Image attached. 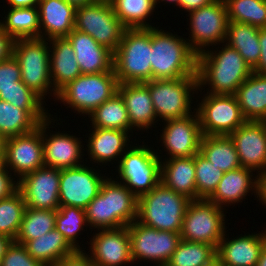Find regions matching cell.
<instances>
[{
  "mask_svg": "<svg viewBox=\"0 0 266 266\" xmlns=\"http://www.w3.org/2000/svg\"><path fill=\"white\" fill-rule=\"evenodd\" d=\"M219 45L197 55V92L201 95L203 92L234 95L253 72L236 49L224 42Z\"/></svg>",
  "mask_w": 266,
  "mask_h": 266,
  "instance_id": "obj_1",
  "label": "cell"
},
{
  "mask_svg": "<svg viewBox=\"0 0 266 266\" xmlns=\"http://www.w3.org/2000/svg\"><path fill=\"white\" fill-rule=\"evenodd\" d=\"M155 26L151 28L152 79L197 76V55L190 48L186 37Z\"/></svg>",
  "mask_w": 266,
  "mask_h": 266,
  "instance_id": "obj_2",
  "label": "cell"
},
{
  "mask_svg": "<svg viewBox=\"0 0 266 266\" xmlns=\"http://www.w3.org/2000/svg\"><path fill=\"white\" fill-rule=\"evenodd\" d=\"M151 28L125 29L113 53V70L118 83H146L152 80Z\"/></svg>",
  "mask_w": 266,
  "mask_h": 266,
  "instance_id": "obj_3",
  "label": "cell"
},
{
  "mask_svg": "<svg viewBox=\"0 0 266 266\" xmlns=\"http://www.w3.org/2000/svg\"><path fill=\"white\" fill-rule=\"evenodd\" d=\"M190 201L160 182L138 198L137 221L160 231L180 233Z\"/></svg>",
  "mask_w": 266,
  "mask_h": 266,
  "instance_id": "obj_4",
  "label": "cell"
},
{
  "mask_svg": "<svg viewBox=\"0 0 266 266\" xmlns=\"http://www.w3.org/2000/svg\"><path fill=\"white\" fill-rule=\"evenodd\" d=\"M135 141L121 156L115 172L116 180L139 198L160 183L161 159L153 148L154 143L150 147L144 140L139 141L141 145Z\"/></svg>",
  "mask_w": 266,
  "mask_h": 266,
  "instance_id": "obj_5",
  "label": "cell"
},
{
  "mask_svg": "<svg viewBox=\"0 0 266 266\" xmlns=\"http://www.w3.org/2000/svg\"><path fill=\"white\" fill-rule=\"evenodd\" d=\"M12 55L21 68V81L44 101L57 93L53 89L50 78L49 40L43 38L16 39L13 43Z\"/></svg>",
  "mask_w": 266,
  "mask_h": 266,
  "instance_id": "obj_6",
  "label": "cell"
},
{
  "mask_svg": "<svg viewBox=\"0 0 266 266\" xmlns=\"http://www.w3.org/2000/svg\"><path fill=\"white\" fill-rule=\"evenodd\" d=\"M118 85L114 72L81 74L58 93L56 101L72 109L76 115L87 117L117 93Z\"/></svg>",
  "mask_w": 266,
  "mask_h": 266,
  "instance_id": "obj_7",
  "label": "cell"
},
{
  "mask_svg": "<svg viewBox=\"0 0 266 266\" xmlns=\"http://www.w3.org/2000/svg\"><path fill=\"white\" fill-rule=\"evenodd\" d=\"M146 84L149 87L157 121L160 123L194 113L195 107L192 103H195L193 99L198 91L197 76L180 79H152Z\"/></svg>",
  "mask_w": 266,
  "mask_h": 266,
  "instance_id": "obj_8",
  "label": "cell"
},
{
  "mask_svg": "<svg viewBox=\"0 0 266 266\" xmlns=\"http://www.w3.org/2000/svg\"><path fill=\"white\" fill-rule=\"evenodd\" d=\"M226 210L208 199L190 201L182 221L181 239L211 244L217 249L227 229Z\"/></svg>",
  "mask_w": 266,
  "mask_h": 266,
  "instance_id": "obj_9",
  "label": "cell"
},
{
  "mask_svg": "<svg viewBox=\"0 0 266 266\" xmlns=\"http://www.w3.org/2000/svg\"><path fill=\"white\" fill-rule=\"evenodd\" d=\"M196 95L201 99L194 106L203 135H230L246 121L235 95L203 93L202 98L198 92Z\"/></svg>",
  "mask_w": 266,
  "mask_h": 266,
  "instance_id": "obj_10",
  "label": "cell"
},
{
  "mask_svg": "<svg viewBox=\"0 0 266 266\" xmlns=\"http://www.w3.org/2000/svg\"><path fill=\"white\" fill-rule=\"evenodd\" d=\"M186 15L189 18L186 20H189V36L186 40L196 55L225 41L228 17L224 0H215Z\"/></svg>",
  "mask_w": 266,
  "mask_h": 266,
  "instance_id": "obj_11",
  "label": "cell"
},
{
  "mask_svg": "<svg viewBox=\"0 0 266 266\" xmlns=\"http://www.w3.org/2000/svg\"><path fill=\"white\" fill-rule=\"evenodd\" d=\"M74 29L90 35L114 53L126 28L116 16L111 2L94 1L76 9Z\"/></svg>",
  "mask_w": 266,
  "mask_h": 266,
  "instance_id": "obj_12",
  "label": "cell"
},
{
  "mask_svg": "<svg viewBox=\"0 0 266 266\" xmlns=\"http://www.w3.org/2000/svg\"><path fill=\"white\" fill-rule=\"evenodd\" d=\"M132 260L165 266L181 241L180 233L160 231L135 220L127 226ZM148 260V261H147Z\"/></svg>",
  "mask_w": 266,
  "mask_h": 266,
  "instance_id": "obj_13",
  "label": "cell"
},
{
  "mask_svg": "<svg viewBox=\"0 0 266 266\" xmlns=\"http://www.w3.org/2000/svg\"><path fill=\"white\" fill-rule=\"evenodd\" d=\"M55 117L56 115L51 114L47 120L42 121L44 165L63 170L84 164L87 158L83 157L85 144L81 140L82 137L78 138L76 135L67 133L66 130L51 131L50 128L61 125Z\"/></svg>",
  "mask_w": 266,
  "mask_h": 266,
  "instance_id": "obj_14",
  "label": "cell"
},
{
  "mask_svg": "<svg viewBox=\"0 0 266 266\" xmlns=\"http://www.w3.org/2000/svg\"><path fill=\"white\" fill-rule=\"evenodd\" d=\"M87 162L88 160L78 167L60 170V206H73L85 210L98 195L107 175L102 174L99 166L94 167Z\"/></svg>",
  "mask_w": 266,
  "mask_h": 266,
  "instance_id": "obj_15",
  "label": "cell"
},
{
  "mask_svg": "<svg viewBox=\"0 0 266 266\" xmlns=\"http://www.w3.org/2000/svg\"><path fill=\"white\" fill-rule=\"evenodd\" d=\"M164 127L160 130V147L156 149L157 156L163 159L191 157L199 153L202 131L196 111L183 118L171 119L163 122ZM165 148V149H164ZM159 153L162 155H159ZM165 157V158H163Z\"/></svg>",
  "mask_w": 266,
  "mask_h": 266,
  "instance_id": "obj_16",
  "label": "cell"
},
{
  "mask_svg": "<svg viewBox=\"0 0 266 266\" xmlns=\"http://www.w3.org/2000/svg\"><path fill=\"white\" fill-rule=\"evenodd\" d=\"M3 164L17 180L45 166L42 122L32 132L4 140Z\"/></svg>",
  "mask_w": 266,
  "mask_h": 266,
  "instance_id": "obj_17",
  "label": "cell"
},
{
  "mask_svg": "<svg viewBox=\"0 0 266 266\" xmlns=\"http://www.w3.org/2000/svg\"><path fill=\"white\" fill-rule=\"evenodd\" d=\"M97 231V232H95ZM95 233V234H94ZM86 252L95 266H125L134 263L131 256L130 234L127 226L94 230Z\"/></svg>",
  "mask_w": 266,
  "mask_h": 266,
  "instance_id": "obj_18",
  "label": "cell"
},
{
  "mask_svg": "<svg viewBox=\"0 0 266 266\" xmlns=\"http://www.w3.org/2000/svg\"><path fill=\"white\" fill-rule=\"evenodd\" d=\"M60 170L41 167L18 180V191L26 207L33 209L58 210Z\"/></svg>",
  "mask_w": 266,
  "mask_h": 266,
  "instance_id": "obj_19",
  "label": "cell"
},
{
  "mask_svg": "<svg viewBox=\"0 0 266 266\" xmlns=\"http://www.w3.org/2000/svg\"><path fill=\"white\" fill-rule=\"evenodd\" d=\"M241 167L259 176L266 174V126L264 121H245L230 135Z\"/></svg>",
  "mask_w": 266,
  "mask_h": 266,
  "instance_id": "obj_20",
  "label": "cell"
},
{
  "mask_svg": "<svg viewBox=\"0 0 266 266\" xmlns=\"http://www.w3.org/2000/svg\"><path fill=\"white\" fill-rule=\"evenodd\" d=\"M88 132V140L84 139L87 143L85 155H88L87 158L90 160L88 164H97L101 168L110 166V163L118 165L121 156L133 144L132 135L127 131L92 127Z\"/></svg>",
  "mask_w": 266,
  "mask_h": 266,
  "instance_id": "obj_21",
  "label": "cell"
},
{
  "mask_svg": "<svg viewBox=\"0 0 266 266\" xmlns=\"http://www.w3.org/2000/svg\"><path fill=\"white\" fill-rule=\"evenodd\" d=\"M227 232L216 249L217 262L221 266H256L266 245V228L258 233L248 232L231 238Z\"/></svg>",
  "mask_w": 266,
  "mask_h": 266,
  "instance_id": "obj_22",
  "label": "cell"
},
{
  "mask_svg": "<svg viewBox=\"0 0 266 266\" xmlns=\"http://www.w3.org/2000/svg\"><path fill=\"white\" fill-rule=\"evenodd\" d=\"M255 173V171L244 167L224 173L216 191L208 200L226 209V207L229 208L233 204L235 206L242 203L243 200H247L246 197L252 192L254 200L258 199L257 201H259L261 176Z\"/></svg>",
  "mask_w": 266,
  "mask_h": 266,
  "instance_id": "obj_23",
  "label": "cell"
},
{
  "mask_svg": "<svg viewBox=\"0 0 266 266\" xmlns=\"http://www.w3.org/2000/svg\"><path fill=\"white\" fill-rule=\"evenodd\" d=\"M125 104L131 128L136 131L149 132L157 127V115L146 83H123L118 85L117 91ZM153 127V128H152ZM148 130V131H147Z\"/></svg>",
  "mask_w": 266,
  "mask_h": 266,
  "instance_id": "obj_24",
  "label": "cell"
},
{
  "mask_svg": "<svg viewBox=\"0 0 266 266\" xmlns=\"http://www.w3.org/2000/svg\"><path fill=\"white\" fill-rule=\"evenodd\" d=\"M66 38L72 44L82 74L114 72L113 52L101 46L90 35L74 29Z\"/></svg>",
  "mask_w": 266,
  "mask_h": 266,
  "instance_id": "obj_25",
  "label": "cell"
},
{
  "mask_svg": "<svg viewBox=\"0 0 266 266\" xmlns=\"http://www.w3.org/2000/svg\"><path fill=\"white\" fill-rule=\"evenodd\" d=\"M40 38L66 37L75 27L76 8L66 0H39Z\"/></svg>",
  "mask_w": 266,
  "mask_h": 266,
  "instance_id": "obj_26",
  "label": "cell"
},
{
  "mask_svg": "<svg viewBox=\"0 0 266 266\" xmlns=\"http://www.w3.org/2000/svg\"><path fill=\"white\" fill-rule=\"evenodd\" d=\"M49 47L50 78L53 89L58 94L82 73L72 44L66 37L49 39Z\"/></svg>",
  "mask_w": 266,
  "mask_h": 266,
  "instance_id": "obj_27",
  "label": "cell"
},
{
  "mask_svg": "<svg viewBox=\"0 0 266 266\" xmlns=\"http://www.w3.org/2000/svg\"><path fill=\"white\" fill-rule=\"evenodd\" d=\"M111 176L106 177L100 188L108 195L111 229H114L137 220L138 198L123 183L113 178V173Z\"/></svg>",
  "mask_w": 266,
  "mask_h": 266,
  "instance_id": "obj_28",
  "label": "cell"
},
{
  "mask_svg": "<svg viewBox=\"0 0 266 266\" xmlns=\"http://www.w3.org/2000/svg\"><path fill=\"white\" fill-rule=\"evenodd\" d=\"M160 182L188 199L197 198L195 155L161 160Z\"/></svg>",
  "mask_w": 266,
  "mask_h": 266,
  "instance_id": "obj_29",
  "label": "cell"
},
{
  "mask_svg": "<svg viewBox=\"0 0 266 266\" xmlns=\"http://www.w3.org/2000/svg\"><path fill=\"white\" fill-rule=\"evenodd\" d=\"M49 112L50 110H24L0 99V137L5 140L34 131L51 116Z\"/></svg>",
  "mask_w": 266,
  "mask_h": 266,
  "instance_id": "obj_30",
  "label": "cell"
},
{
  "mask_svg": "<svg viewBox=\"0 0 266 266\" xmlns=\"http://www.w3.org/2000/svg\"><path fill=\"white\" fill-rule=\"evenodd\" d=\"M234 95L246 121L266 120V75L252 72Z\"/></svg>",
  "mask_w": 266,
  "mask_h": 266,
  "instance_id": "obj_31",
  "label": "cell"
},
{
  "mask_svg": "<svg viewBox=\"0 0 266 266\" xmlns=\"http://www.w3.org/2000/svg\"><path fill=\"white\" fill-rule=\"evenodd\" d=\"M24 246L28 254L44 266H53L76 251L55 228L39 238L27 241Z\"/></svg>",
  "mask_w": 266,
  "mask_h": 266,
  "instance_id": "obj_32",
  "label": "cell"
},
{
  "mask_svg": "<svg viewBox=\"0 0 266 266\" xmlns=\"http://www.w3.org/2000/svg\"><path fill=\"white\" fill-rule=\"evenodd\" d=\"M224 43L236 49L251 69L257 65L260 58L259 28L228 21Z\"/></svg>",
  "mask_w": 266,
  "mask_h": 266,
  "instance_id": "obj_33",
  "label": "cell"
},
{
  "mask_svg": "<svg viewBox=\"0 0 266 266\" xmlns=\"http://www.w3.org/2000/svg\"><path fill=\"white\" fill-rule=\"evenodd\" d=\"M90 118V119H89ZM90 127L123 130L133 137L127 109L121 95L117 92L88 115Z\"/></svg>",
  "mask_w": 266,
  "mask_h": 266,
  "instance_id": "obj_34",
  "label": "cell"
},
{
  "mask_svg": "<svg viewBox=\"0 0 266 266\" xmlns=\"http://www.w3.org/2000/svg\"><path fill=\"white\" fill-rule=\"evenodd\" d=\"M1 17L2 29L13 39L40 38V18L37 7L7 8Z\"/></svg>",
  "mask_w": 266,
  "mask_h": 266,
  "instance_id": "obj_35",
  "label": "cell"
},
{
  "mask_svg": "<svg viewBox=\"0 0 266 266\" xmlns=\"http://www.w3.org/2000/svg\"><path fill=\"white\" fill-rule=\"evenodd\" d=\"M199 152L224 173L241 167L234 142L229 135H203Z\"/></svg>",
  "mask_w": 266,
  "mask_h": 266,
  "instance_id": "obj_36",
  "label": "cell"
},
{
  "mask_svg": "<svg viewBox=\"0 0 266 266\" xmlns=\"http://www.w3.org/2000/svg\"><path fill=\"white\" fill-rule=\"evenodd\" d=\"M116 16L126 29L154 28L150 17L154 18L155 0H112Z\"/></svg>",
  "mask_w": 266,
  "mask_h": 266,
  "instance_id": "obj_37",
  "label": "cell"
},
{
  "mask_svg": "<svg viewBox=\"0 0 266 266\" xmlns=\"http://www.w3.org/2000/svg\"><path fill=\"white\" fill-rule=\"evenodd\" d=\"M216 261V248L211 244L181 239L165 266H211Z\"/></svg>",
  "mask_w": 266,
  "mask_h": 266,
  "instance_id": "obj_38",
  "label": "cell"
},
{
  "mask_svg": "<svg viewBox=\"0 0 266 266\" xmlns=\"http://www.w3.org/2000/svg\"><path fill=\"white\" fill-rule=\"evenodd\" d=\"M57 210L26 207L15 242L24 245L27 241L41 237L55 228Z\"/></svg>",
  "mask_w": 266,
  "mask_h": 266,
  "instance_id": "obj_39",
  "label": "cell"
},
{
  "mask_svg": "<svg viewBox=\"0 0 266 266\" xmlns=\"http://www.w3.org/2000/svg\"><path fill=\"white\" fill-rule=\"evenodd\" d=\"M88 227L84 209L73 206H60L58 208L55 218V229L64 236L75 250L86 249L84 248L85 246L83 248L80 247L81 242L79 244V236L85 229L87 231Z\"/></svg>",
  "mask_w": 266,
  "mask_h": 266,
  "instance_id": "obj_40",
  "label": "cell"
},
{
  "mask_svg": "<svg viewBox=\"0 0 266 266\" xmlns=\"http://www.w3.org/2000/svg\"><path fill=\"white\" fill-rule=\"evenodd\" d=\"M228 21L266 27V0H224Z\"/></svg>",
  "mask_w": 266,
  "mask_h": 266,
  "instance_id": "obj_41",
  "label": "cell"
},
{
  "mask_svg": "<svg viewBox=\"0 0 266 266\" xmlns=\"http://www.w3.org/2000/svg\"><path fill=\"white\" fill-rule=\"evenodd\" d=\"M26 205L17 190L10 197L0 200V234L15 240Z\"/></svg>",
  "mask_w": 266,
  "mask_h": 266,
  "instance_id": "obj_42",
  "label": "cell"
},
{
  "mask_svg": "<svg viewBox=\"0 0 266 266\" xmlns=\"http://www.w3.org/2000/svg\"><path fill=\"white\" fill-rule=\"evenodd\" d=\"M219 167L208 161L200 152L195 154V178L198 199H209L223 177Z\"/></svg>",
  "mask_w": 266,
  "mask_h": 266,
  "instance_id": "obj_43",
  "label": "cell"
},
{
  "mask_svg": "<svg viewBox=\"0 0 266 266\" xmlns=\"http://www.w3.org/2000/svg\"><path fill=\"white\" fill-rule=\"evenodd\" d=\"M0 99L24 110H48L46 102L21 80L19 88L0 90ZM45 103V105H44Z\"/></svg>",
  "mask_w": 266,
  "mask_h": 266,
  "instance_id": "obj_44",
  "label": "cell"
},
{
  "mask_svg": "<svg viewBox=\"0 0 266 266\" xmlns=\"http://www.w3.org/2000/svg\"><path fill=\"white\" fill-rule=\"evenodd\" d=\"M86 219L92 233L93 229H111V215H109L108 195L100 188L98 195L85 209Z\"/></svg>",
  "mask_w": 266,
  "mask_h": 266,
  "instance_id": "obj_45",
  "label": "cell"
},
{
  "mask_svg": "<svg viewBox=\"0 0 266 266\" xmlns=\"http://www.w3.org/2000/svg\"><path fill=\"white\" fill-rule=\"evenodd\" d=\"M1 266H44L32 258L24 245L12 241L1 259Z\"/></svg>",
  "mask_w": 266,
  "mask_h": 266,
  "instance_id": "obj_46",
  "label": "cell"
},
{
  "mask_svg": "<svg viewBox=\"0 0 266 266\" xmlns=\"http://www.w3.org/2000/svg\"><path fill=\"white\" fill-rule=\"evenodd\" d=\"M21 68L13 55L0 62V90L19 88Z\"/></svg>",
  "mask_w": 266,
  "mask_h": 266,
  "instance_id": "obj_47",
  "label": "cell"
},
{
  "mask_svg": "<svg viewBox=\"0 0 266 266\" xmlns=\"http://www.w3.org/2000/svg\"><path fill=\"white\" fill-rule=\"evenodd\" d=\"M18 189V180L2 163L0 164V200L10 197Z\"/></svg>",
  "mask_w": 266,
  "mask_h": 266,
  "instance_id": "obj_48",
  "label": "cell"
},
{
  "mask_svg": "<svg viewBox=\"0 0 266 266\" xmlns=\"http://www.w3.org/2000/svg\"><path fill=\"white\" fill-rule=\"evenodd\" d=\"M53 266H95L85 250H76L73 254L62 258Z\"/></svg>",
  "mask_w": 266,
  "mask_h": 266,
  "instance_id": "obj_49",
  "label": "cell"
},
{
  "mask_svg": "<svg viewBox=\"0 0 266 266\" xmlns=\"http://www.w3.org/2000/svg\"><path fill=\"white\" fill-rule=\"evenodd\" d=\"M260 58L253 72L266 75V27L259 28Z\"/></svg>",
  "mask_w": 266,
  "mask_h": 266,
  "instance_id": "obj_50",
  "label": "cell"
},
{
  "mask_svg": "<svg viewBox=\"0 0 266 266\" xmlns=\"http://www.w3.org/2000/svg\"><path fill=\"white\" fill-rule=\"evenodd\" d=\"M14 40L2 29L0 25V62L12 55Z\"/></svg>",
  "mask_w": 266,
  "mask_h": 266,
  "instance_id": "obj_51",
  "label": "cell"
},
{
  "mask_svg": "<svg viewBox=\"0 0 266 266\" xmlns=\"http://www.w3.org/2000/svg\"><path fill=\"white\" fill-rule=\"evenodd\" d=\"M215 0H179V9H183L184 13L199 9L210 5Z\"/></svg>",
  "mask_w": 266,
  "mask_h": 266,
  "instance_id": "obj_52",
  "label": "cell"
},
{
  "mask_svg": "<svg viewBox=\"0 0 266 266\" xmlns=\"http://www.w3.org/2000/svg\"><path fill=\"white\" fill-rule=\"evenodd\" d=\"M8 8L37 7L39 0H6Z\"/></svg>",
  "mask_w": 266,
  "mask_h": 266,
  "instance_id": "obj_53",
  "label": "cell"
},
{
  "mask_svg": "<svg viewBox=\"0 0 266 266\" xmlns=\"http://www.w3.org/2000/svg\"><path fill=\"white\" fill-rule=\"evenodd\" d=\"M259 202L262 203L264 208H266V174L262 175L260 178V199Z\"/></svg>",
  "mask_w": 266,
  "mask_h": 266,
  "instance_id": "obj_54",
  "label": "cell"
},
{
  "mask_svg": "<svg viewBox=\"0 0 266 266\" xmlns=\"http://www.w3.org/2000/svg\"><path fill=\"white\" fill-rule=\"evenodd\" d=\"M13 240L9 237L0 234V261L5 255L7 247L11 244Z\"/></svg>",
  "mask_w": 266,
  "mask_h": 266,
  "instance_id": "obj_55",
  "label": "cell"
},
{
  "mask_svg": "<svg viewBox=\"0 0 266 266\" xmlns=\"http://www.w3.org/2000/svg\"><path fill=\"white\" fill-rule=\"evenodd\" d=\"M66 1L70 5L74 6L76 9L94 2V0H66Z\"/></svg>",
  "mask_w": 266,
  "mask_h": 266,
  "instance_id": "obj_56",
  "label": "cell"
},
{
  "mask_svg": "<svg viewBox=\"0 0 266 266\" xmlns=\"http://www.w3.org/2000/svg\"><path fill=\"white\" fill-rule=\"evenodd\" d=\"M160 1L163 3V5L167 4V6H168V4H170L173 7V4H174V7L179 6V0H155L156 10H158L157 8L160 7V6H158L161 4Z\"/></svg>",
  "mask_w": 266,
  "mask_h": 266,
  "instance_id": "obj_57",
  "label": "cell"
},
{
  "mask_svg": "<svg viewBox=\"0 0 266 266\" xmlns=\"http://www.w3.org/2000/svg\"><path fill=\"white\" fill-rule=\"evenodd\" d=\"M256 266H266V245L262 249Z\"/></svg>",
  "mask_w": 266,
  "mask_h": 266,
  "instance_id": "obj_58",
  "label": "cell"
},
{
  "mask_svg": "<svg viewBox=\"0 0 266 266\" xmlns=\"http://www.w3.org/2000/svg\"><path fill=\"white\" fill-rule=\"evenodd\" d=\"M4 158V139L0 137V164L3 163Z\"/></svg>",
  "mask_w": 266,
  "mask_h": 266,
  "instance_id": "obj_59",
  "label": "cell"
},
{
  "mask_svg": "<svg viewBox=\"0 0 266 266\" xmlns=\"http://www.w3.org/2000/svg\"><path fill=\"white\" fill-rule=\"evenodd\" d=\"M211 266H221L217 261L213 263Z\"/></svg>",
  "mask_w": 266,
  "mask_h": 266,
  "instance_id": "obj_60",
  "label": "cell"
},
{
  "mask_svg": "<svg viewBox=\"0 0 266 266\" xmlns=\"http://www.w3.org/2000/svg\"><path fill=\"white\" fill-rule=\"evenodd\" d=\"M94 1L111 2L112 0H94Z\"/></svg>",
  "mask_w": 266,
  "mask_h": 266,
  "instance_id": "obj_61",
  "label": "cell"
}]
</instances>
